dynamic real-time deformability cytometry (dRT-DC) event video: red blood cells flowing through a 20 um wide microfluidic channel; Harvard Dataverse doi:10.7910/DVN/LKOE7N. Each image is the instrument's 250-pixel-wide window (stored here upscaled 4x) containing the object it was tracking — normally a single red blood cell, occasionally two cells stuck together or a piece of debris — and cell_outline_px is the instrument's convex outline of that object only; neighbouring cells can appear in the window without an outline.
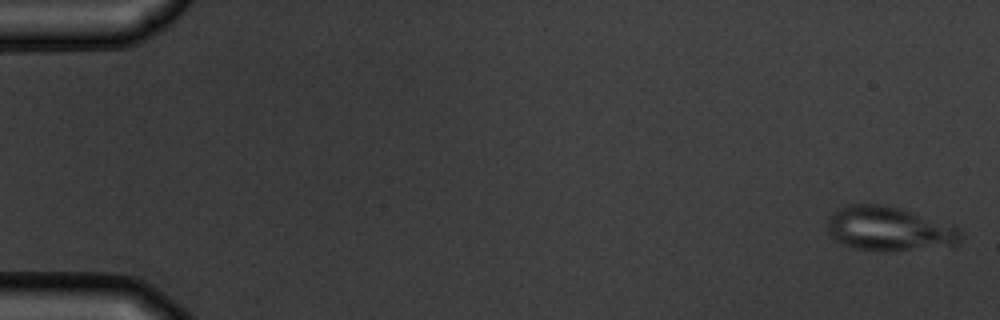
{"species": "common noctule bat (a hibernating species)", "species_latin": "Nyctalus noctula", "temperature_condition": "warm", "stored_images_in_passage": 5, "camera_frame_rate_fps": 3000, "um_per_image_px": 0.085, "animal": {"sex": "male", "body_mass_g": 19.5, "forearm_length_mm": 54.6}, "frame": {"image": 1, "passage_image": 1, "time_ms": 0.0, "image_size_px": [1000, 320], "cell_outline_px": [[964, 236], [956, 244], [892, 252], [884, 252], [852, 248], [832, 240], [828, 228], [828, 216], [836, 208], [848, 204], [884, 204], [900, 208], [956, 224], [960, 228]], "centroid_in_image_um": [75.58, 19.44], "position_along_channel_um": 9.4, "area_um2": 35.32}}